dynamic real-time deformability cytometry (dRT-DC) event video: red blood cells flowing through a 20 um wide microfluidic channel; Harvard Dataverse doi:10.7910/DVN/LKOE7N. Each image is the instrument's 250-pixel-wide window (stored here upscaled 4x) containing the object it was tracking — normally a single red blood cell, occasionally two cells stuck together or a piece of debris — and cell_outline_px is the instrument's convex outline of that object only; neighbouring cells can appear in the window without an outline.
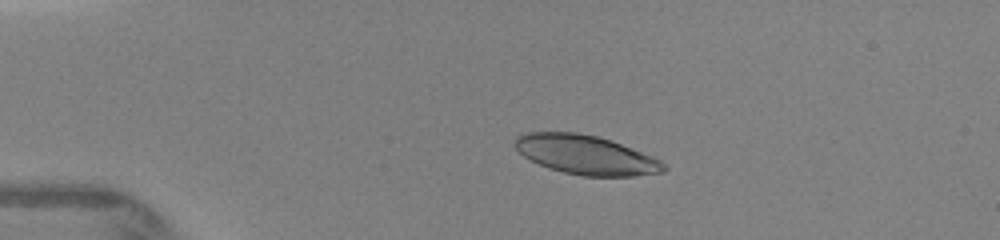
{"species": "human", "species_latin": "Homo sapiens", "temperature_condition": "warm", "stored_images_in_passage": 11, "camera_frame_rate_fps": 3000, "um_per_image_px": 0.085, "donor": {"sex": "female"}, "frame": {"image": 1, "passage_image": 1, "time_ms": 0.0, "image_size_px": [1000, 240], "cell_outline_px": [[668, 168], [664, 172], [632, 176], [584, 176], [564, 172], [548, 168], [524, 156], [512, 144], [516, 136], [528, 132], [576, 132], [596, 136], [612, 140], [652, 156], [660, 160]], "centroid_in_image_um": [49.8, 13.15], "position_along_channel_um": 35.2, "area_um2": 33.93}}